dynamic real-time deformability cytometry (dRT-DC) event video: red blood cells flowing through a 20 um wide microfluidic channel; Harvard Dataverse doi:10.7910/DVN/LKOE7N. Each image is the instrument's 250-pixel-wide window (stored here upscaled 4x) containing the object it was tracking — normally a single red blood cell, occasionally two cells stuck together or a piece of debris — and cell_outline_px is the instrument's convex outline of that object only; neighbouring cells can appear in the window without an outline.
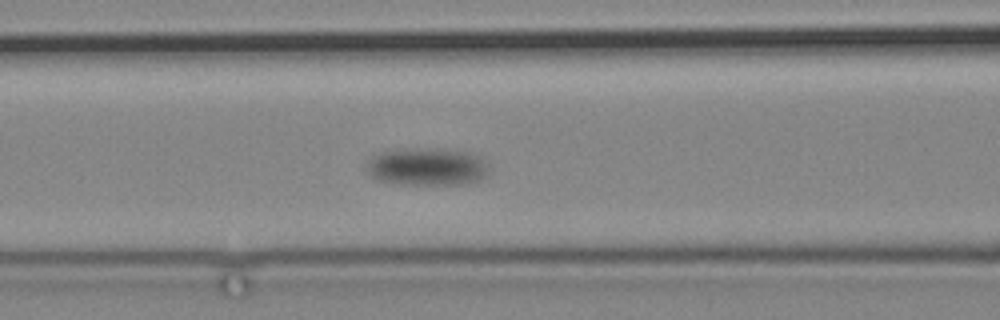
{"species": "common noctule bat (a hibernating species)", "species_latin": "Nyctalus noctula", "temperature_condition": "cold", "stored_images_in_passage": 14, "camera_frame_rate_fps": 3000, "um_per_image_px": 0.085, "animal": {"sex": "male", "body_mass_g": 19.2, "forearm_length_mm": 51.8}, "frame": {"image": 1, "passage_image": 14, "time_ms": 17.333, "image_size_px": [1000, 320], "cell_outline_px": [[488, 172], [480, 180], [468, 184], [400, 184], [376, 180], [364, 168], [368, 160], [372, 156], [380, 152], [468, 152], [476, 156], [480, 160]], "centroid_in_image_um": [36.22, 14.27], "position_along_channel_um": 130.4, "area_um2": 25.09}}